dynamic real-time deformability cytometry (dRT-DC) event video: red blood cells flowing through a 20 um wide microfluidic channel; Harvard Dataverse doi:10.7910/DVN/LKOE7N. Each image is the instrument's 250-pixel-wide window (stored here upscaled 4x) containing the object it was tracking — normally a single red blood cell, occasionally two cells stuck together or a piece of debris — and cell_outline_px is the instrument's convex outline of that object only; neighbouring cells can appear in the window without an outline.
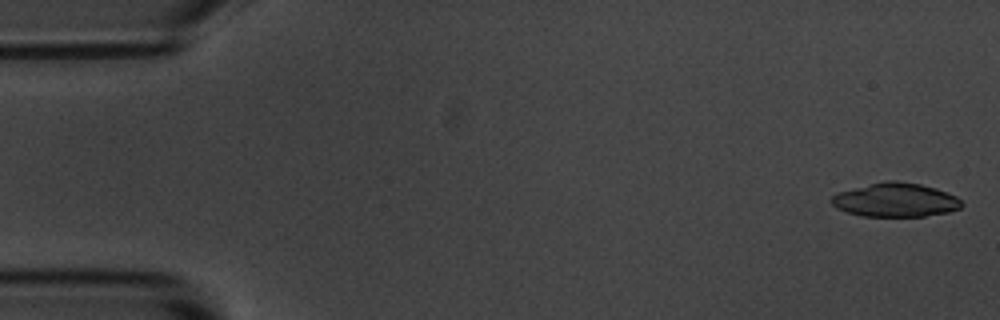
{"species": "common noctule bat (a hibernating species)", "species_latin": "Nyctalus noctula", "temperature_condition": "room temperature", "stored_images_in_passage": 14, "camera_frame_rate_fps": 3000, "um_per_image_px": 0.085, "animal": {"sex": "male", "body_mass_g": 20.1, "forearm_length_mm": 53.5}, "frame": {"image": 1, "passage_image": 1, "time_ms": 0.0, "image_size_px": [1000, 320], "cell_outline_px": [[964, 204], [960, 208], [948, 212], [924, 216], [860, 216], [836, 208], [832, 204], [832, 196], [840, 192], [888, 180], [896, 180], [920, 184], [936, 188], [956, 196]], "centroid_in_image_um": [76.15, 17.0], "position_along_channel_um": 8.8, "area_um2": 25.37}}
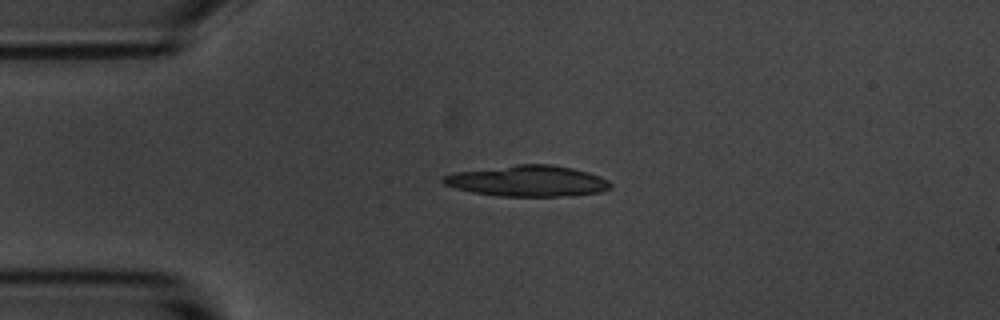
{"frame": {"image": 2, "passage_image": 12, "time_ms": 3.667, "image_size_px": [1000, 320], "cell_outline_px": [[612, 188], [600, 192], [556, 196], [500, 196], [472, 192], [456, 188], [444, 184], [440, 180], [440, 176], [456, 172], [516, 164], [552, 164], [572, 168], [588, 172], [600, 176], [608, 180], [612, 184]], "centroid_in_image_um": [44.83, 15.37], "position_along_channel_um": 40.2, "area_um2": 30.17}}